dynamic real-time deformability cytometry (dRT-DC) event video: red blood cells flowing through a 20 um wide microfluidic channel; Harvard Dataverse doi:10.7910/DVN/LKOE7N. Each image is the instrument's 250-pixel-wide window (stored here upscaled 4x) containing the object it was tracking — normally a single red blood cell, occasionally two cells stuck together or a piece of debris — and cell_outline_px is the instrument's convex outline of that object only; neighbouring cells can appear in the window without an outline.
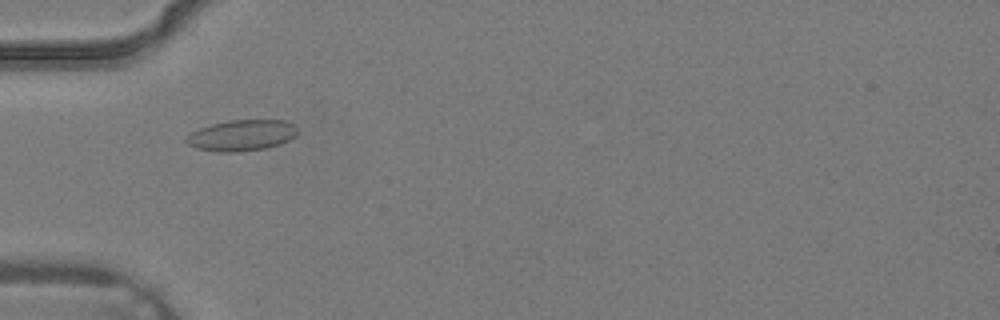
{"species": "common noctule bat (a hibernating species)", "species_latin": "Nyctalus noctula", "temperature_condition": "warm", "stored_images_in_passage": 4, "camera_frame_rate_fps": 3000, "um_per_image_px": 0.085, "animal": {"sex": "male", "body_mass_g": 19.2, "forearm_length_mm": 51.8}, "frame": {"image": 1, "passage_image": 3, "time_ms": 0.667, "image_size_px": [1000, 320], "cell_outline_px": [[296, 136], [280, 144], [268, 148], [236, 152], [220, 152], [196, 148], [188, 144], [184, 140], [192, 132], [200, 128], [212, 124], [228, 120], [284, 120], [292, 124], [296, 128]], "centroid_in_image_um": [20.54, 11.51], "position_along_channel_um": 64.5, "area_um2": 20.0}}
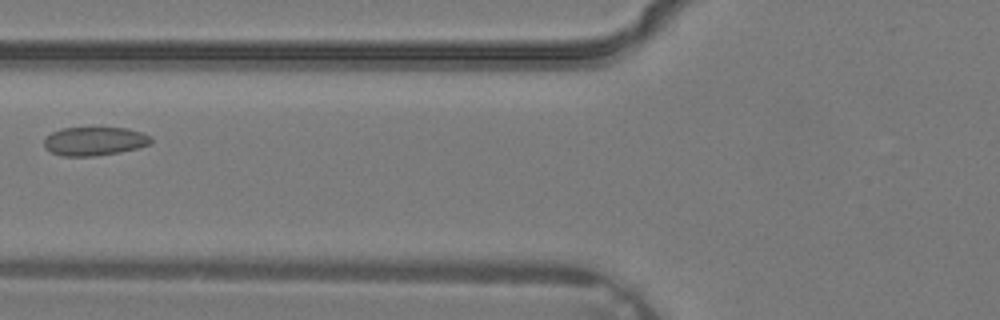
{"frame": {"image": 2, "passage_image": 4, "time_ms": 1.0, "image_size_px": [1000, 320], "cell_outline_px": [[152, 144], [120, 152], [92, 156], [64, 156], [52, 152], [44, 148], [44, 140], [52, 132], [60, 128], [128, 128], [152, 136]], "centroid_in_image_um": [8.05, 12.0], "position_along_channel_um": 117.8, "area_um2": 17.8}}